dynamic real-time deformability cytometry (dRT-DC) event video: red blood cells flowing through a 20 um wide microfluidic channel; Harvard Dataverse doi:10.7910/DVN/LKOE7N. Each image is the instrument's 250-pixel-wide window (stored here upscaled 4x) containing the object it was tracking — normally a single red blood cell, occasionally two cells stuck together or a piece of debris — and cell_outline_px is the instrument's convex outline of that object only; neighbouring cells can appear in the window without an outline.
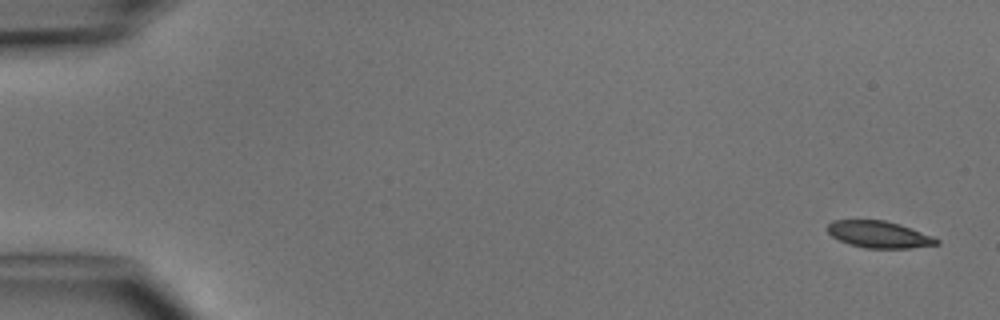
{"species": "common noctule bat (a hibernating species)", "species_latin": "Nyctalus noctula", "temperature_condition": "cold", "stored_images_in_passage": 5, "camera_frame_rate_fps": 3000, "um_per_image_px": 0.085, "animal": {"sex": "male", "body_mass_g": 15.6}, "frame": {"image": 1, "passage_image": 1, "time_ms": 0.0, "image_size_px": [1000, 320], "cell_outline_px": [[940, 244], [912, 248], [864, 248], [848, 244], [832, 236], [824, 228], [832, 220], [884, 220], [900, 224], [932, 236], [940, 240]], "centroid_in_image_um": [74.7, 19.93], "position_along_channel_um": 10.3, "area_um2": 17.17}}
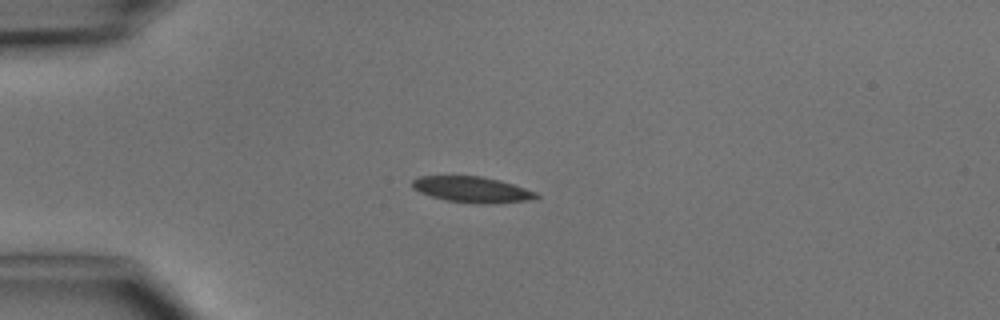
{"frame": {"image": 2, "passage_image": 4, "time_ms": 3.667, "image_size_px": [1000, 320], "cell_outline_px": [[540, 196], [528, 200], [488, 204], [472, 204], [448, 200], [432, 196], [420, 192], [412, 188], [412, 180], [420, 176], [480, 176], [500, 180], [536, 192]], "centroid_in_image_um": [40.11, 16.11], "position_along_channel_um": 44.9, "area_um2": 18.55}}